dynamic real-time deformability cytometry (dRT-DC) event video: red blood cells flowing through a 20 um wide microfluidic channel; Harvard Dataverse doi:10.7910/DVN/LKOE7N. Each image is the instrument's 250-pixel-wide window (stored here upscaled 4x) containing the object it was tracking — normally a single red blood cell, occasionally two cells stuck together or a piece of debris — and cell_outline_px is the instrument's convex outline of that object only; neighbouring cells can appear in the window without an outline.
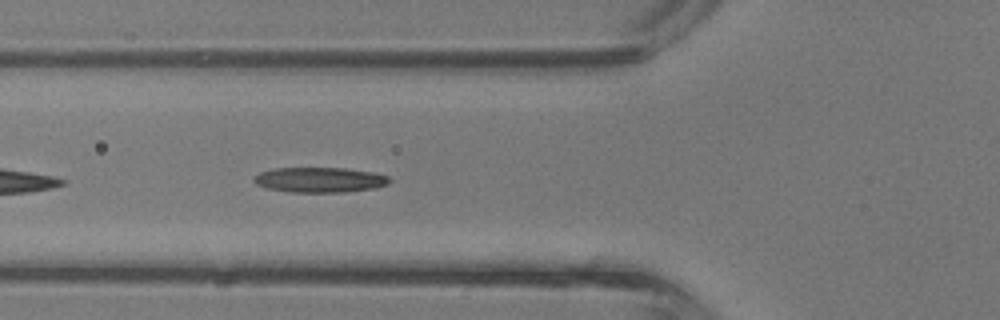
{"species": "common noctule bat (a hibernating species)", "species_latin": "Nyctalus noctula", "temperature_condition": "room temperature", "stored_images_in_passage": 41, "camera_frame_rate_fps": 3000, "um_per_image_px": 0.085, "animal": {"sex": "male", "body_mass_g": 13.3}, "frame": {"image": 1, "passage_image": 15, "time_ms": 4.667, "image_size_px": [1000, 320], "cell_outline_px": [[392, 180], [388, 184], [376, 188], [344, 192], [292, 192], [264, 188], [256, 184], [252, 180], [252, 176], [260, 172], [276, 168], [344, 168], [372, 172], [388, 176]], "centroid_in_image_um": [27.15, 15.29], "position_along_channel_um": 98.6, "area_um2": 20.0}}
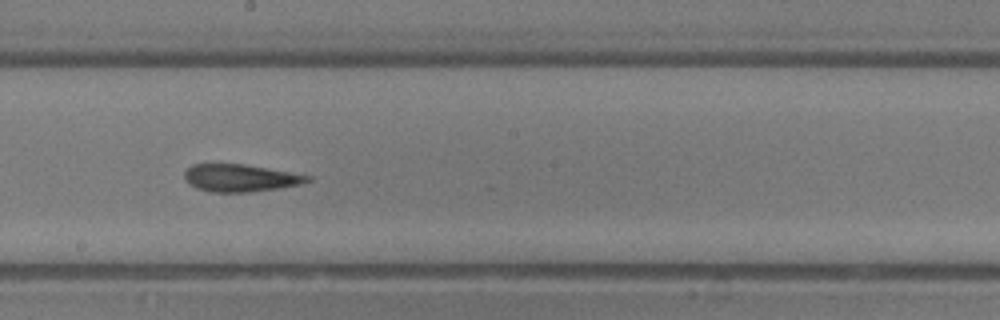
{"frame": {"image": 2, "passage_image": 23, "time_ms": 7.333, "image_size_px": [1000, 320], "cell_outline_px": [[312, 180], [280, 188], [252, 192], [208, 192], [196, 188], [188, 184], [184, 180], [184, 172], [192, 164], [244, 164], [312, 176]], "centroid_in_image_um": [20.37, 15.13], "position_along_channel_um": 227.8, "area_um2": 19.65}}
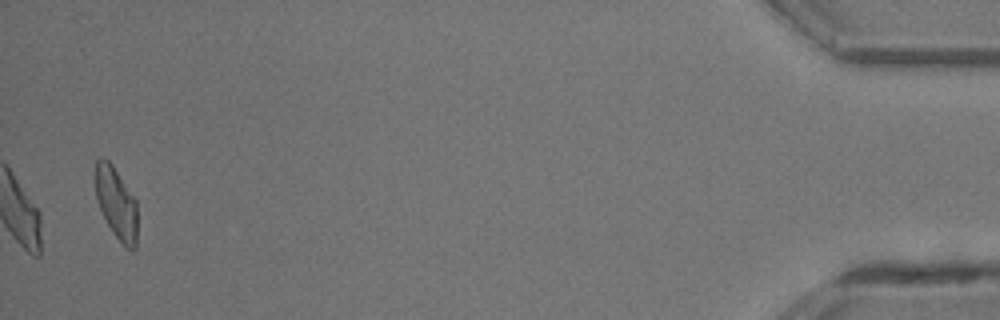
{"frame": {"image": 3, "passage_image": 41, "time_ms": 13.333, "image_size_px": [1000, 320], "cell_outline_px": [[136, 248], [132, 252], [124, 248], [112, 232], [96, 200], [92, 176], [92, 172], [96, 160], [100, 156], [108, 160], [112, 164], [136, 200]], "centroid_in_image_um": [9.83, 17.23], "position_along_channel_um": 425.4, "area_um2": 18.15}, "authors_computed_cell_mechanics": {"area_um2": 20.2878, "velocity_mm_per_s": 4.8248, "shape_relaxation_time_tau1_ms": 4.1223, "shape_relaxation_time_tau2_ms": 3.5231, "deformation_change_tau1": 0.1223, "deformation_change_tau2": 0.1752}}